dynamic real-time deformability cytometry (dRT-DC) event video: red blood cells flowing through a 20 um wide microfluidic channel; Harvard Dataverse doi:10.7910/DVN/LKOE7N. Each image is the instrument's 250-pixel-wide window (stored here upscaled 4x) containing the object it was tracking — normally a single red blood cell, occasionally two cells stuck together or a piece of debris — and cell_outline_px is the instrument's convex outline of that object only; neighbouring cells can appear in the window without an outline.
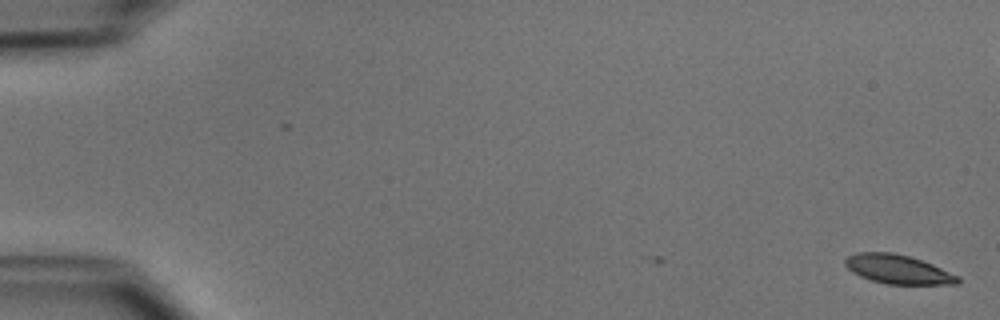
{"species": "common noctule bat (a hibernating species)", "species_latin": "Nyctalus noctula", "temperature_condition": "cold", "stored_images_in_passage": 14, "camera_frame_rate_fps": 3000, "um_per_image_px": 0.085, "animal": {"sex": "male", "body_mass_g": 15.6}, "frame": {"image": 1, "passage_image": 1, "time_ms": 0.0, "image_size_px": [1000, 320], "cell_outline_px": [[960, 284], [888, 284], [872, 280], [860, 276], [852, 272], [844, 264], [844, 260], [848, 256], [856, 252], [892, 252], [908, 256], [932, 264], [960, 276]], "centroid_in_image_um": [76.33, 22.89], "position_along_channel_um": 8.7, "area_um2": 19.02}}